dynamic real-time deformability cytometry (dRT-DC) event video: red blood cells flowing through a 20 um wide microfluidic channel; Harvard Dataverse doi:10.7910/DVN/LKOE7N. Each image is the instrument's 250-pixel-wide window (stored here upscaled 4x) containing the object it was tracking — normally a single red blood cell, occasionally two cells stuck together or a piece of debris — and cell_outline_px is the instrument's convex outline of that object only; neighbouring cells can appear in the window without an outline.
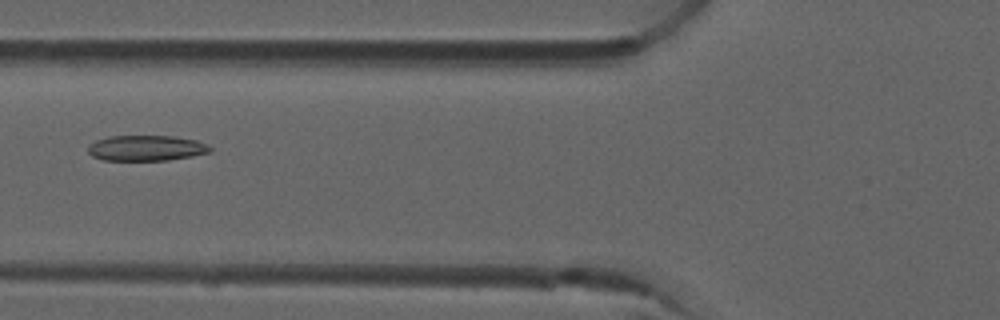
{"species": "common noctule bat (a hibernating species)", "species_latin": "Nyctalus noctula", "temperature_condition": "room temperature", "stored_images_in_passage": 6, "camera_frame_rate_fps": 3000, "um_per_image_px": 0.085, "animal": {"sex": "male", "forearm_length_mm": 52.5}, "frame": {"image": 1, "passage_image": 5, "time_ms": 1.333, "image_size_px": [1000, 320], "cell_outline_px": [[212, 152], [192, 156], [168, 160], [104, 160], [92, 156], [88, 152], [88, 144], [96, 140], [108, 136], [172, 136], [196, 140], [208, 144], [212, 148]], "centroid_in_image_um": [12.44, 12.58], "position_along_channel_um": 113.4, "area_um2": 18.26}}
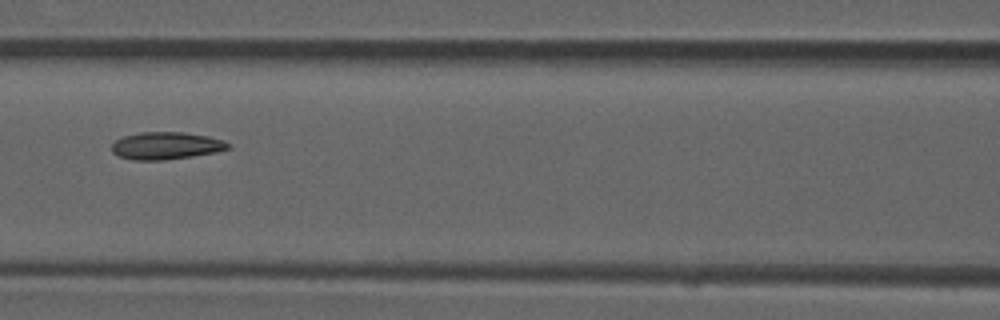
{"frame": {"image": 2, "passage_image": 6, "time_ms": 1.667, "image_size_px": [1000, 320], "cell_outline_px": [[232, 144], [228, 148], [216, 152], [192, 156], [160, 160], [132, 160], [120, 156], [112, 152], [112, 144], [116, 140], [124, 136], [140, 132], [184, 132], [208, 136], [224, 140]], "centroid_in_image_um": [14.13, 12.38], "position_along_channel_um": 152.5, "area_um2": 18.5}}